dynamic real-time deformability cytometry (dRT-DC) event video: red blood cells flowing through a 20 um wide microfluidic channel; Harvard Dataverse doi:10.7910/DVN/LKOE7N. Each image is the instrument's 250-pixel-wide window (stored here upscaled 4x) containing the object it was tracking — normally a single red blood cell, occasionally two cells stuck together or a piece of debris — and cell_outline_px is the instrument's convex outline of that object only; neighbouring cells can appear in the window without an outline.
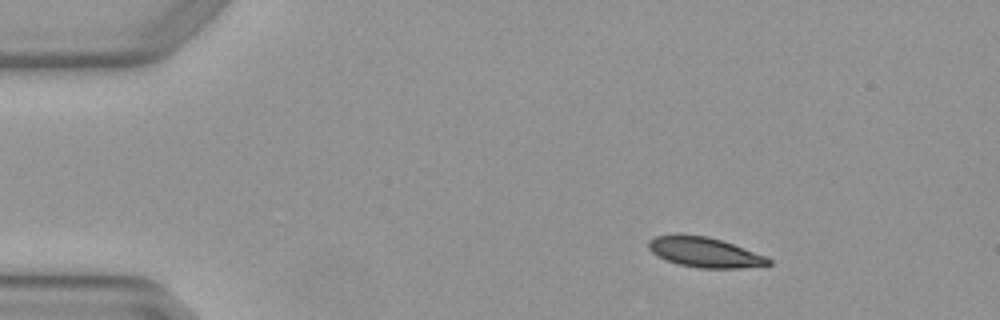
{"species": "Egyptian fruit bat (a non-hibernating species)", "species_latin": "Rousettus aegyptiacus", "temperature_condition": "warm", "stored_images_in_passage": 2, "camera_frame_rate_fps": 3000, "um_per_image_px": 0.085, "animal": {"sex": "female"}, "frame": {"image": 1, "passage_image": 2, "time_ms": 0.333, "image_size_px": [1000, 320], "cell_outline_px": [[772, 264], [740, 268], [700, 268], [680, 264], [668, 260], [652, 252], [648, 248], [648, 240], [656, 236], [676, 232], [708, 236], [768, 256], [772, 260]], "centroid_in_image_um": [59.89, 21.41], "position_along_channel_um": 25.1, "area_um2": 21.15}}